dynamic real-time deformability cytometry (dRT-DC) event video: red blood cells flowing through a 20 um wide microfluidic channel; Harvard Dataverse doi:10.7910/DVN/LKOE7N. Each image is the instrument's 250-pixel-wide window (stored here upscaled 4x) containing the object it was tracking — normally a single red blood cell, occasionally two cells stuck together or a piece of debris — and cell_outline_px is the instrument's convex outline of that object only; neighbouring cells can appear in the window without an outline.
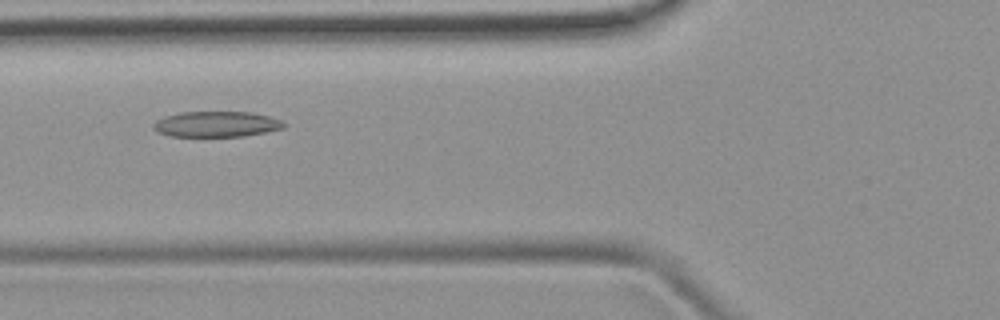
{"species": "common noctule bat (a hibernating species)", "species_latin": "Nyctalus noctula", "temperature_condition": "room temperature", "stored_images_in_passage": 47, "camera_frame_rate_fps": 3000, "um_per_image_px": 0.085, "animal": {"sex": "female", "body_mass_g": 19.9}, "frame": {"image": 1, "passage_image": 17, "time_ms": 5.333, "image_size_px": [1000, 320], "cell_outline_px": [[288, 124], [284, 128], [244, 136], [172, 136], [160, 132], [152, 128], [152, 124], [156, 120], [164, 116], [180, 112], [252, 112], [268, 116], [280, 120]], "centroid_in_image_um": [18.4, 10.54], "position_along_channel_um": 107.4, "area_um2": 19.42}}
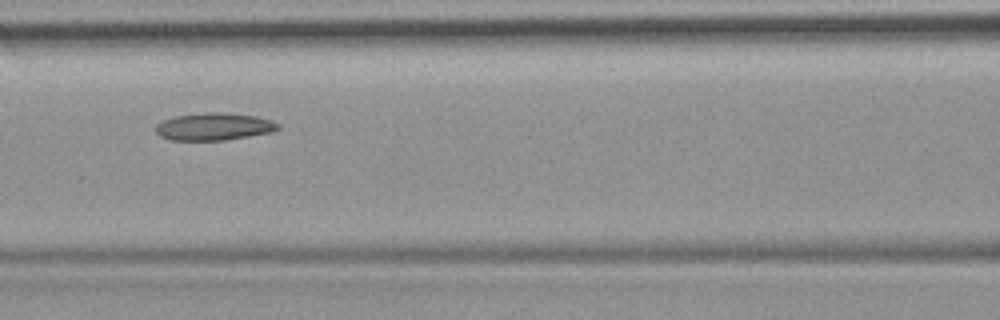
{"frame": {"image": 2, "passage_image": 20, "time_ms": 6.333, "image_size_px": [1000, 320], "cell_outline_px": [[280, 128], [272, 132], [224, 140], [172, 140], [160, 136], [156, 132], [156, 124], [160, 120], [176, 116], [208, 112], [224, 112], [256, 116], [272, 120], [280, 124]], "centroid_in_image_um": [18.19, 10.75], "position_along_channel_um": 148.4, "area_um2": 19.59}}
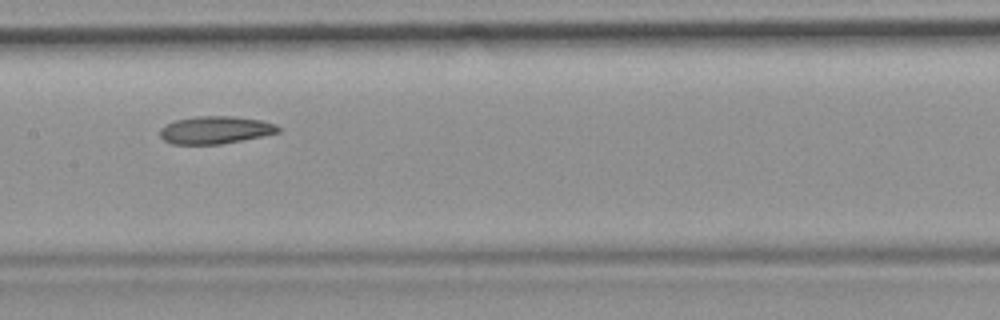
{"frame": {"image": 3, "passage_image": 23, "time_ms": 7.333, "image_size_px": [1000, 320], "cell_outline_px": [[280, 132], [264, 136], [220, 144], [172, 144], [164, 140], [160, 136], [160, 128], [164, 124], [176, 120], [196, 116], [236, 116], [260, 120], [276, 124], [280, 128]], "centroid_in_image_um": [18.3, 11.04], "position_along_channel_um": 189.1, "area_um2": 19.13}}